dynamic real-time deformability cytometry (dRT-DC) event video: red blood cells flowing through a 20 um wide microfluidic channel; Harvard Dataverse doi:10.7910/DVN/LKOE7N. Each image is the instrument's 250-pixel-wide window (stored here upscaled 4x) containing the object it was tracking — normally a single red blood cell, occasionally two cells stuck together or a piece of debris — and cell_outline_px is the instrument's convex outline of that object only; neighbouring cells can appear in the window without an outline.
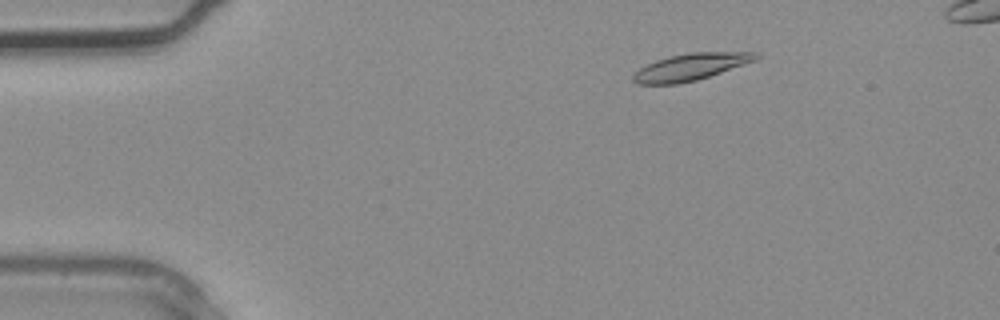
{"species": "common noctule bat (a hibernating species)", "species_latin": "Nyctalus noctula", "temperature_condition": "warm", "stored_images_in_passage": 3, "camera_frame_rate_fps": 3000, "um_per_image_px": 0.085, "animal": {"sex": "male", "body_mass_g": 20.4}, "frame": {"image": 1, "passage_image": 2, "time_ms": 0.333, "image_size_px": [1000, 320], "cell_outline_px": [[760, 56], [756, 60], [696, 80], [676, 84], [636, 84], [632, 80], [632, 76], [640, 68], [656, 60], [668, 56], [688, 52], [756, 52]], "centroid_in_image_um": [58.68, 5.68], "position_along_channel_um": 26.3, "area_um2": 19.02}}